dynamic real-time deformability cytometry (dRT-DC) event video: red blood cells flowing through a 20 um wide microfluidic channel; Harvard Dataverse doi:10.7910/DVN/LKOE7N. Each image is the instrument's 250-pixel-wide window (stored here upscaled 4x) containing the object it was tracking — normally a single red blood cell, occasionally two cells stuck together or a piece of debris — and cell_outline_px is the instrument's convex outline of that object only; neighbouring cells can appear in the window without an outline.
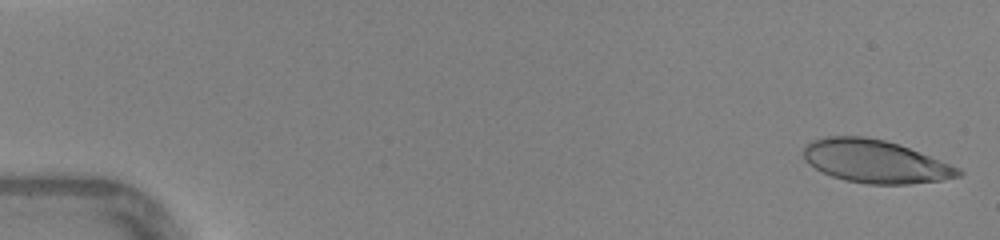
{"species": "human", "species_latin": "Homo sapiens", "temperature_condition": "warm", "stored_images_in_passage": 45, "camera_frame_rate_fps": 3000, "um_per_image_px": 0.085, "donor": {"sex": "female"}, "frame": {"image": 1, "passage_image": 1, "time_ms": 0.0, "image_size_px": [1000, 240], "cell_outline_px": [[964, 172], [960, 176], [940, 180], [908, 184], [868, 184], [844, 180], [832, 176], [808, 164], [804, 160], [804, 148], [812, 140], [824, 136], [864, 136], [884, 140], [900, 144], [960, 168]], "centroid_in_image_um": [74.39, 13.71], "position_along_channel_um": 10.6, "area_um2": 38.67}}
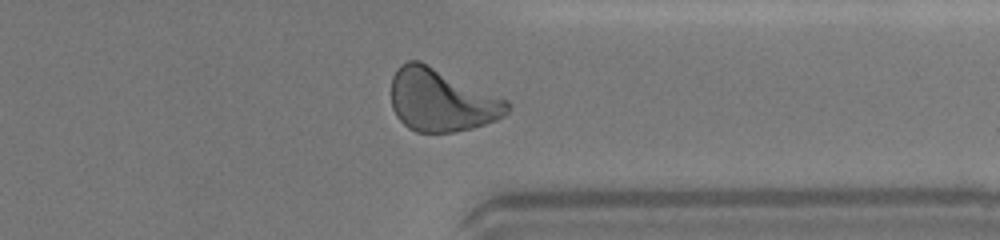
{"frame": {"image": 2, "passage_image": 36, "time_ms": 11.667, "image_size_px": [1000, 240], "cell_outline_px": [[512, 104], [508, 112], [504, 116], [496, 120], [472, 128], [456, 132], [416, 132], [408, 128], [396, 116], [392, 108], [392, 76], [396, 68], [400, 64], [408, 60], [420, 60], [508, 100]], "centroid_in_image_um": [37.52, 8.51], "position_along_channel_um": 373.9, "area_um2": 42.66}}
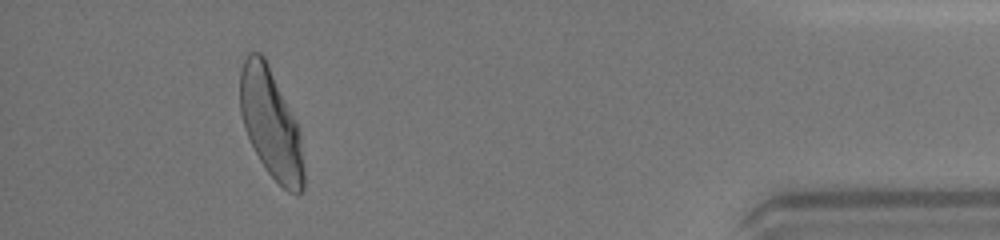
{"frame": {"image": 3, "passage_image": 42, "time_ms": 13.667, "image_size_px": [1000, 240], "cell_outline_px": [[304, 188], [300, 192], [288, 192], [264, 168], [244, 128], [240, 112], [240, 72], [244, 60], [248, 52], [260, 52], [264, 56], [296, 120], [300, 132], [304, 168]], "centroid_in_image_um": [23.02, 10.5], "position_along_channel_um": 412.2, "area_um2": 40.29}, "authors_computed_cell_mechanics": {"area_um2": 40.0554, "velocity_mm_per_s": 4.3974, "shape_relaxation_time_tau1_ms": 3.929, "shape_relaxation_time_tau2_ms": 0.644, "deformation_change_tau1": 0.2001, "deformation_change_tau2": 0.0835}}